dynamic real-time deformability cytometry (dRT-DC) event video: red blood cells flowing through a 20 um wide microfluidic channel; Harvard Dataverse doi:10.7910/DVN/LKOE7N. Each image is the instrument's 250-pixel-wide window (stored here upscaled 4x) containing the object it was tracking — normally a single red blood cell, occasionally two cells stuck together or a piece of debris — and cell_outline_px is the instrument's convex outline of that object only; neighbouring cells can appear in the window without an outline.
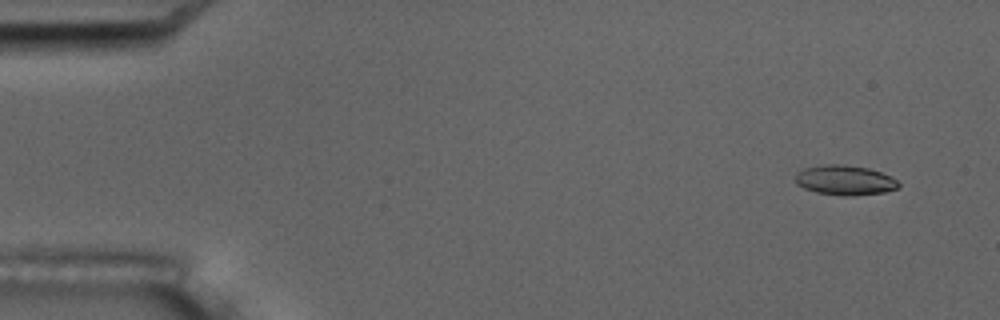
{"species": "common noctule bat (a hibernating species)", "species_latin": "Nyctalus noctula", "temperature_condition": "room temperature", "stored_images_in_passage": 4, "camera_frame_rate_fps": 3000, "um_per_image_px": 0.085, "animal": {"sex": "male", "body_mass_g": 17.5, "forearm_length_mm": 52.3}, "frame": {"image": 1, "passage_image": 1, "time_ms": 0.0, "image_size_px": [1000, 320], "cell_outline_px": [[900, 184], [896, 188], [884, 192], [852, 196], [840, 196], [816, 192], [804, 188], [796, 184], [796, 172], [804, 168], [828, 164], [844, 164], [868, 168], [892, 176]], "centroid_in_image_um": [71.8, 15.32], "position_along_channel_um": 13.2, "area_um2": 17.98}}